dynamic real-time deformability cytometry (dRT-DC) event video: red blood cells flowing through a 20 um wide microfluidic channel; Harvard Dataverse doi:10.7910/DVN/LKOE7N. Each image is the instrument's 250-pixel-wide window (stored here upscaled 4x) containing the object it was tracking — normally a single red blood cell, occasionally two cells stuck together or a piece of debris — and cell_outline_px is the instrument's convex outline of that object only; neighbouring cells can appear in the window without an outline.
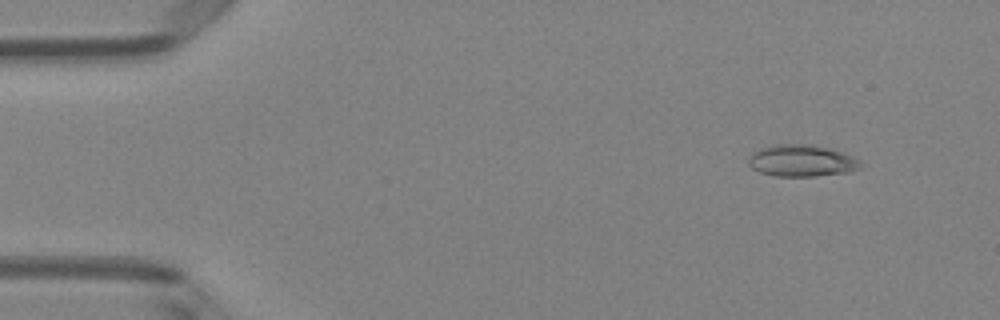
{"species": "Egyptian fruit bat (a non-hibernating species)", "species_latin": "Rousettus aegyptiacus", "temperature_condition": "room temperature", "stored_images_in_passage": 50, "camera_frame_rate_fps": 3000, "um_per_image_px": 0.085, "animal": {"sex": "female"}, "frame": {"image": 1, "passage_image": 5, "time_ms": 1.333, "image_size_px": [1000, 320], "cell_outline_px": [[864, 164], [860, 168], [848, 172], [816, 176], [772, 176], [760, 172], [752, 168], [748, 164], [748, 160], [752, 152], [760, 148], [772, 144], [808, 144], [828, 148], [844, 152], [860, 160]], "centroid_in_image_um": [68.14, 13.66], "position_along_channel_um": 16.9, "area_um2": 20.98}}
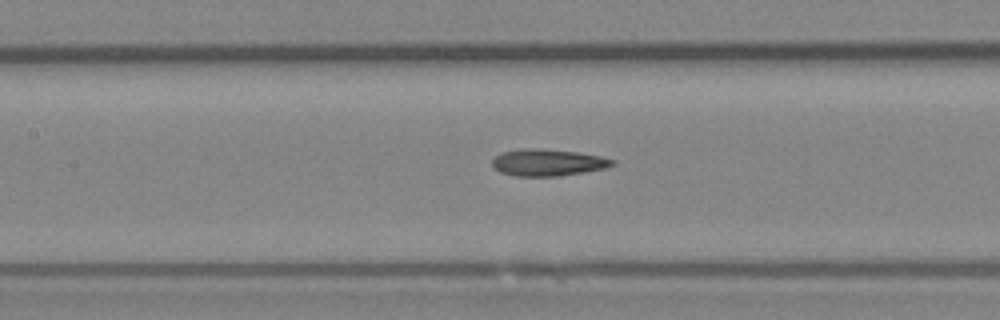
{"frame": {"image": 2, "passage_image": 23, "time_ms": 7.333, "image_size_px": [1000, 320], "cell_outline_px": [[616, 164], [608, 168], [584, 172], [556, 176], [516, 176], [500, 172], [492, 164], [492, 160], [500, 152], [520, 148], [540, 148], [580, 152], [600, 156], [616, 160]], "centroid_in_image_um": [46.6, 13.8], "position_along_channel_um": 160.8, "area_um2": 19.02}}
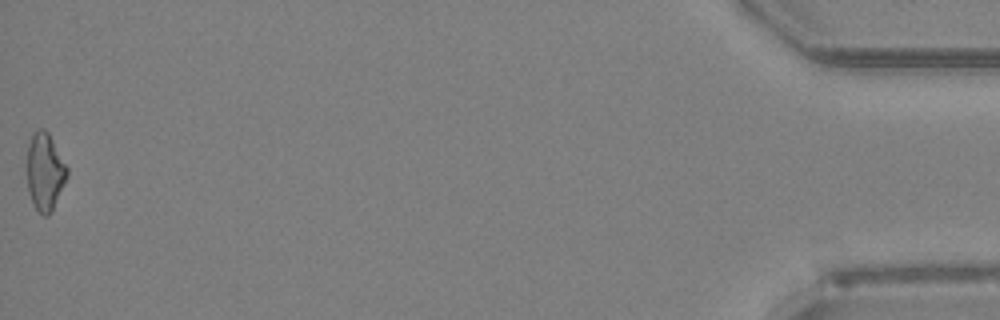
{"frame": {"image": 3, "passage_image": 50, "time_ms": 16.333, "image_size_px": [1000, 320], "cell_outline_px": [[68, 176], [52, 212], [48, 216], [44, 216], [36, 208], [28, 192], [28, 144], [32, 132], [36, 128], [44, 128], [48, 132], [68, 168]], "centroid_in_image_um": [3.83, 14.58], "position_along_channel_um": 431.4, "area_um2": 18.09}, "authors_computed_cell_mechanics": {"area_um2": 18.6694, "velocity_mm_per_s": 4.0957, "shape_relaxation_time_tau1_ms": null, "shape_relaxation_time_tau2_ms": 3.2053, "deformation_change_tau1": null, "deformation_change_tau2": 0.1312}}